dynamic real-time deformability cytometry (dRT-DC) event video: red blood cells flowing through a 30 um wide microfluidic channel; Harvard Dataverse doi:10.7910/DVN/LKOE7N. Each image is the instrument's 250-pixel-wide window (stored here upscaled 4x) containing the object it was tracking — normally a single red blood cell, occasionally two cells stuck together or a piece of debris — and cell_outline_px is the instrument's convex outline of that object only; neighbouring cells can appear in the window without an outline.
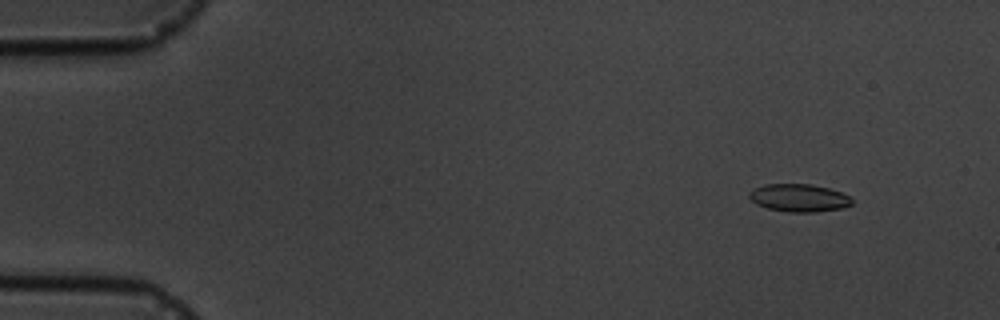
{"species": "common noctule bat (a hibernating species)", "species_latin": "Nyctalus noctula", "temperature_condition": "cold", "stored_images_in_passage": 6, "camera_frame_rate_fps": 3000, "um_per_image_px": 0.085, "animal": {"sex": "male", "body_mass_g": 19.5, "forearm_length_mm": 54.6}, "frame": {"image": 1, "passage_image": 2, "time_ms": 1.0, "image_size_px": [1000, 320], "cell_outline_px": [[852, 204], [840, 208], [816, 212], [788, 212], [768, 208], [756, 204], [748, 196], [748, 192], [764, 184], [812, 184], [828, 188], [840, 192], [848, 196], [852, 200]], "centroid_in_image_um": [67.89, 16.81], "position_along_channel_um": 17.1, "area_um2": 16.47}}